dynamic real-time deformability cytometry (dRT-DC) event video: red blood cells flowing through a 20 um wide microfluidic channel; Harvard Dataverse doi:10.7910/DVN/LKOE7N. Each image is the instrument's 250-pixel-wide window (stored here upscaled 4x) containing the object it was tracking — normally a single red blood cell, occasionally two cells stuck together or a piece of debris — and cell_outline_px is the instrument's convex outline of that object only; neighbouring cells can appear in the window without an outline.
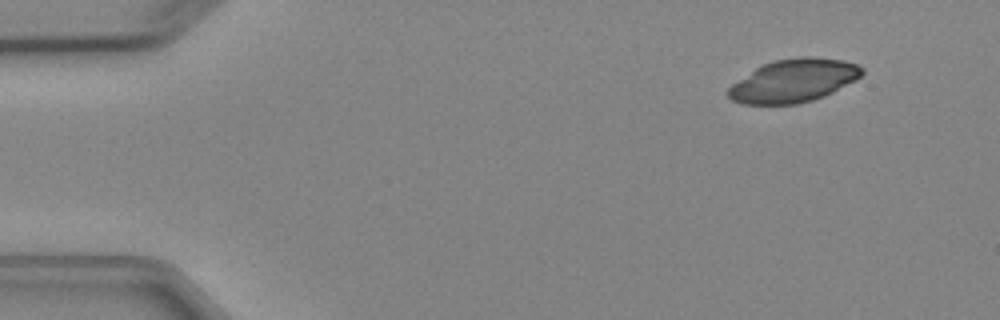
{"species": "Egyptian fruit bat (a non-hibernating species)", "species_latin": "Rousettus aegyptiacus", "temperature_condition": "cold", "stored_images_in_passage": 3, "camera_frame_rate_fps": 3000, "um_per_image_px": 0.085, "animal": {"sex": "female"}, "frame": {"image": 1, "passage_image": 1, "time_ms": 0.0, "image_size_px": [1000, 320], "cell_outline_px": [[864, 72], [856, 80], [824, 96], [812, 100], [796, 104], [740, 104], [732, 100], [724, 92], [732, 84], [756, 68], [772, 60], [800, 56], [812, 56], [844, 60], [856, 64], [864, 68]], "centroid_in_image_um": [67.45, 6.85], "position_along_channel_um": 17.5, "area_um2": 33.7}}